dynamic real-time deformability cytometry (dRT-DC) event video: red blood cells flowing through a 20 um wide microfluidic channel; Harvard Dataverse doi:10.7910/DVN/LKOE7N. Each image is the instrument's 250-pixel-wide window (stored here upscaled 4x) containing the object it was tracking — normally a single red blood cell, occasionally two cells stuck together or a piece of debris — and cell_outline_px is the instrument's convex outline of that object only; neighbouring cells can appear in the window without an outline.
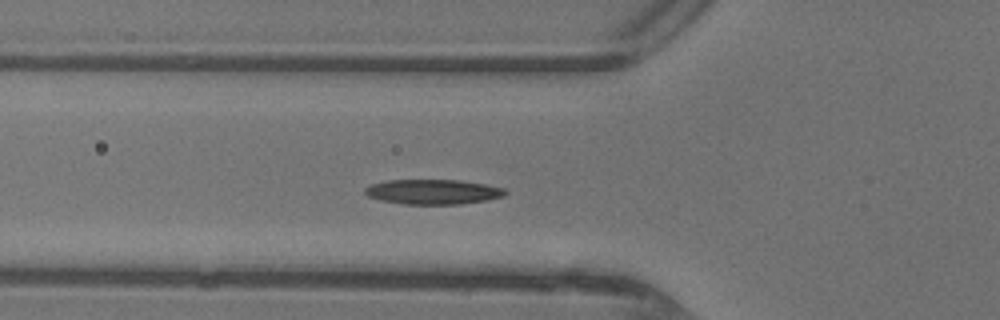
{"species": "common noctule bat (a hibernating species)", "species_latin": "Nyctalus noctula", "temperature_condition": "warm", "stored_images_in_passage": 32, "camera_frame_rate_fps": 3000, "um_per_image_px": 0.085, "animal": {"sex": "female"}, "frame": {"image": 1, "passage_image": 2, "time_ms": 0.333, "image_size_px": [1000, 320], "cell_outline_px": [[508, 192], [504, 196], [488, 200], [460, 204], [404, 204], [380, 200], [368, 196], [364, 192], [364, 188], [372, 184], [388, 180], [460, 180], [484, 184], [504, 188]], "centroid_in_image_um": [36.82, 16.3], "position_along_channel_um": 89.0, "area_um2": 20.35}}
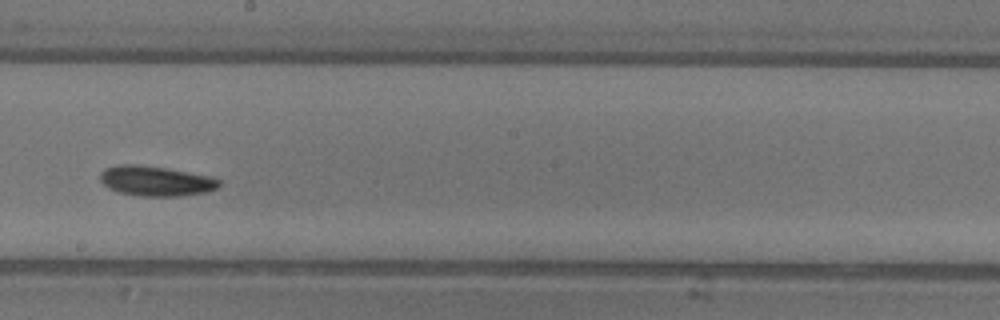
{"frame": {"image": 2, "passage_image": 12, "time_ms": 3.667, "image_size_px": [1000, 320], "cell_outline_px": [[220, 184], [216, 188], [208, 192], [180, 196], [140, 196], [120, 192], [108, 188], [100, 180], [100, 172], [104, 168], [116, 164], [136, 164], [164, 168], [208, 176], [220, 180]], "centroid_in_image_um": [13.2, 15.38], "position_along_channel_um": 235.0, "area_um2": 20.69}}
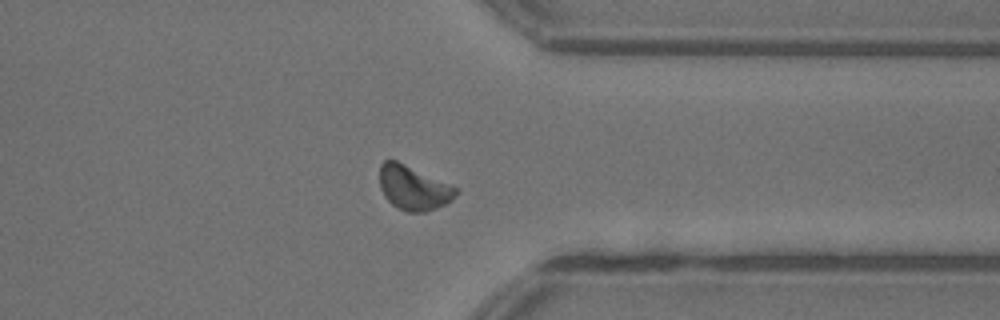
{"frame": {"image": 3, "passage_image": 22, "time_ms": 7.0, "image_size_px": [1000, 320], "cell_outline_px": [[460, 188], [456, 196], [452, 200], [436, 208], [424, 212], [408, 212], [392, 204], [384, 196], [380, 188], [380, 164], [384, 160], [396, 160]], "centroid_in_image_um": [35.16, 15.96], "position_along_channel_um": 376.2, "area_um2": 19.71}}